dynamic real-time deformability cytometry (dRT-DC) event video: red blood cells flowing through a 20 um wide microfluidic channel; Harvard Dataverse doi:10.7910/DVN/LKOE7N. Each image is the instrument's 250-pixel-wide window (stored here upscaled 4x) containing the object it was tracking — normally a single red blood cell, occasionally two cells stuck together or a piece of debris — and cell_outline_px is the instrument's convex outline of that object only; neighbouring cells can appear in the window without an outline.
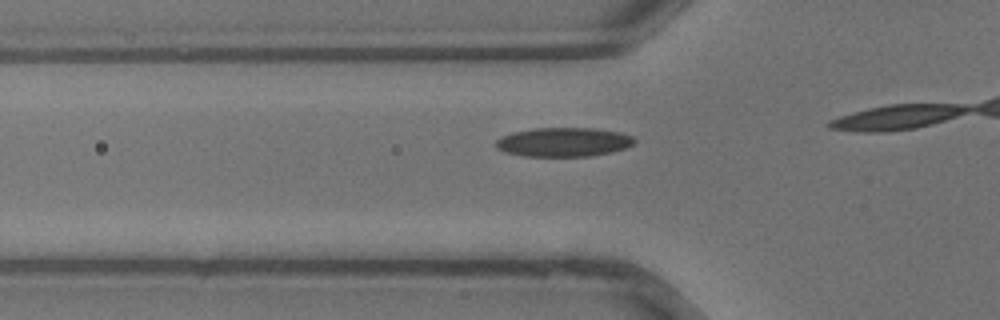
{"species": "common noctule bat (a hibernating species)", "species_latin": "Nyctalus noctula", "temperature_condition": "warm", "stored_images_in_passage": 9, "camera_frame_rate_fps": 3000, "um_per_image_px": 0.085, "animal": {"sex": "male", "body_mass_g": 13.3}, "frame": {"image": 1, "passage_image": 7, "time_ms": 2.0, "image_size_px": [1000, 320], "cell_outline_px": [[636, 140], [632, 144], [624, 148], [612, 152], [592, 156], [524, 156], [504, 152], [496, 148], [492, 144], [500, 136], [512, 132], [536, 128], [592, 128], [620, 132], [632, 136]], "centroid_in_image_um": [47.85, 12.08], "position_along_channel_um": 78.0, "area_um2": 23.64}}